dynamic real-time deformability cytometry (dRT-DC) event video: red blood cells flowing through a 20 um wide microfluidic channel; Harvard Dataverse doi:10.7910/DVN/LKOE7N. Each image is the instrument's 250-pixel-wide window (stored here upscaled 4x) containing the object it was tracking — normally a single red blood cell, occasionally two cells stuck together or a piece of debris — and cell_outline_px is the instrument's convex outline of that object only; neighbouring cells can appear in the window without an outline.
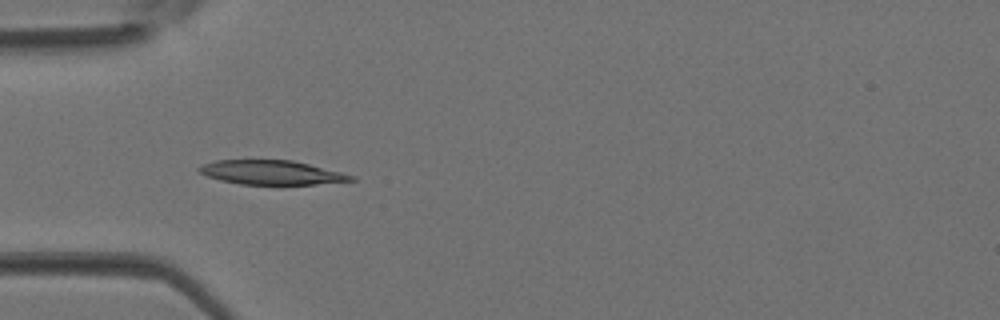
{"species": "Egyptian fruit bat (a non-hibernating species)", "species_latin": "Rousettus aegyptiacus", "temperature_condition": "room temperature", "stored_images_in_passage": 3, "camera_frame_rate_fps": 3000, "um_per_image_px": 0.085, "animal": {"sex": "female"}, "frame": {"image": 1, "passage_image": 2, "time_ms": 0.333, "image_size_px": [1000, 320], "cell_outline_px": [[356, 180], [280, 188], [240, 184], [220, 180], [196, 172], [196, 168], [204, 164], [216, 160], [292, 160], [356, 176]], "centroid_in_image_um": [23.08, 14.71], "position_along_channel_um": 61.9, "area_um2": 22.43}}
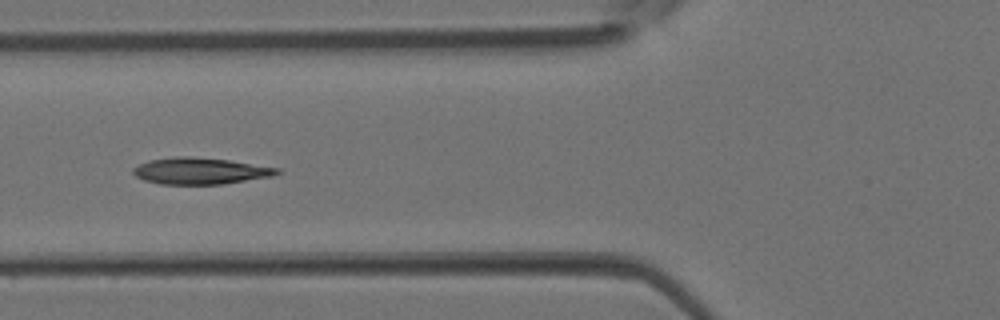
{"frame": {"image": 2, "passage_image": 3, "time_ms": 0.667, "image_size_px": [1000, 320], "cell_outline_px": [[280, 172], [272, 176], [224, 184], [160, 184], [144, 180], [136, 176], [132, 172], [132, 168], [148, 160], [176, 156], [188, 156], [228, 160], [280, 168]], "centroid_in_image_um": [17.0, 14.53], "position_along_channel_um": 108.8, "area_um2": 22.2}}